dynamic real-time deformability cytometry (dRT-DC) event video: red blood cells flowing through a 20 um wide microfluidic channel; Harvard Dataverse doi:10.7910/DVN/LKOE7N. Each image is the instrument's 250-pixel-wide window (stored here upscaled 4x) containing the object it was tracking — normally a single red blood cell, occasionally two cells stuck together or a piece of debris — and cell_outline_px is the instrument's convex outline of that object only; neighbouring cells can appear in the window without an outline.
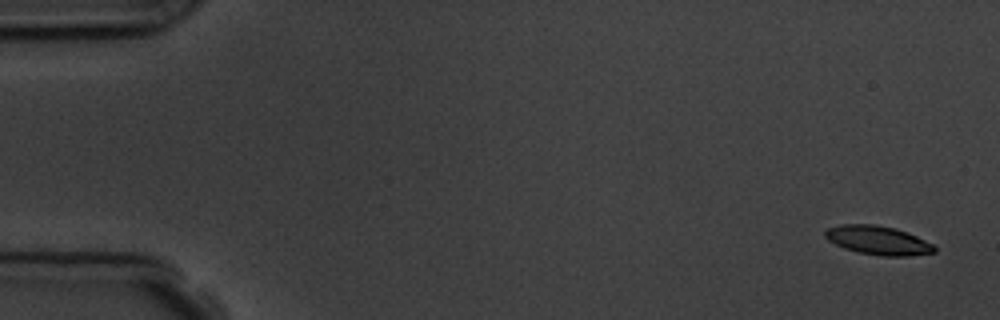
{"species": "common noctule bat (a hibernating species)", "species_latin": "Nyctalus noctula", "temperature_condition": "room temperature", "stored_images_in_passage": 6, "camera_frame_rate_fps": 3000, "um_per_image_px": 0.085, "animal": {"sex": "male", "body_mass_g": 19.5, "forearm_length_mm": 54.6}, "frame": {"image": 1, "passage_image": 1, "time_ms": 0.0, "image_size_px": [1000, 320], "cell_outline_px": [[936, 252], [908, 256], [880, 256], [856, 252], [844, 248], [828, 240], [824, 236], [824, 232], [828, 228], [840, 224], [876, 224], [896, 228], [916, 236], [932, 244], [936, 248]], "centroid_in_image_um": [74.61, 20.42], "position_along_channel_um": 10.4, "area_um2": 18.44}}
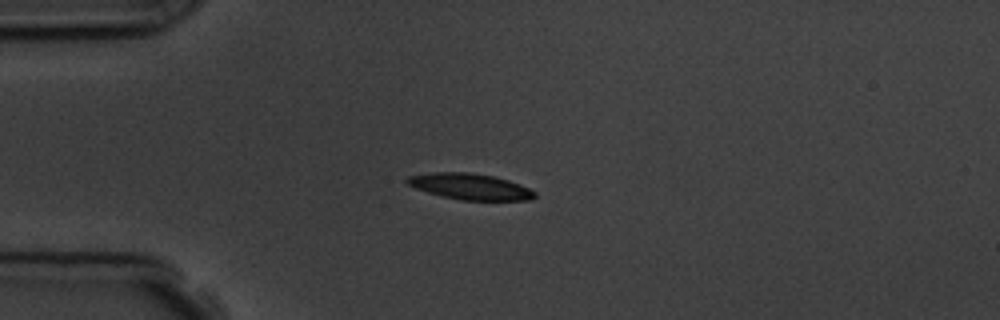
{"frame": {"image": 2, "passage_image": 4, "time_ms": 4.0, "image_size_px": [1000, 320], "cell_outline_px": [[536, 196], [532, 200], [460, 200], [440, 196], [416, 188], [408, 184], [404, 180], [408, 176], [436, 172], [468, 172], [492, 176], [508, 180], [520, 184], [536, 192]], "centroid_in_image_um": [39.97, 15.86], "position_along_channel_um": 45.0, "area_um2": 19.31}}